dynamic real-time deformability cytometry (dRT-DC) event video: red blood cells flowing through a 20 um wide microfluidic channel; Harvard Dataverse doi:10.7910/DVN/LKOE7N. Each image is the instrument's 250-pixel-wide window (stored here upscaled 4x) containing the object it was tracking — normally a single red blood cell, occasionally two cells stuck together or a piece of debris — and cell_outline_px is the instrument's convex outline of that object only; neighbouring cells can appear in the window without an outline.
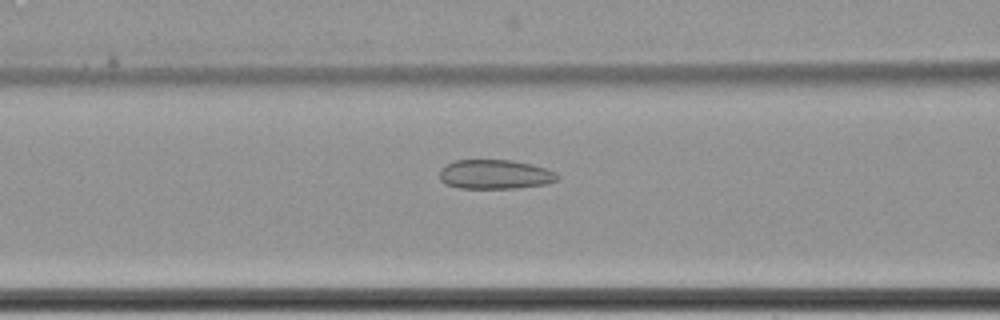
{"species": "common noctule bat (a hibernating species)", "species_latin": "Nyctalus noctula", "temperature_condition": "cold", "stored_images_in_passage": 62, "camera_frame_rate_fps": 3000, "um_per_image_px": 0.085, "animal": {"sex": "female", "body_mass_g": 22.7, "forearm_length_mm": 54.2}, "frame": {"image": 1, "passage_image": 28, "time_ms": 9.0, "image_size_px": [1000, 320], "cell_outline_px": [[560, 176], [556, 180], [548, 184], [516, 188], [460, 188], [444, 184], [440, 180], [440, 168], [456, 160], [512, 160], [532, 164], [548, 168], [556, 172]], "centroid_in_image_um": [42.1, 14.82], "position_along_channel_um": 124.5, "area_um2": 20.35}}
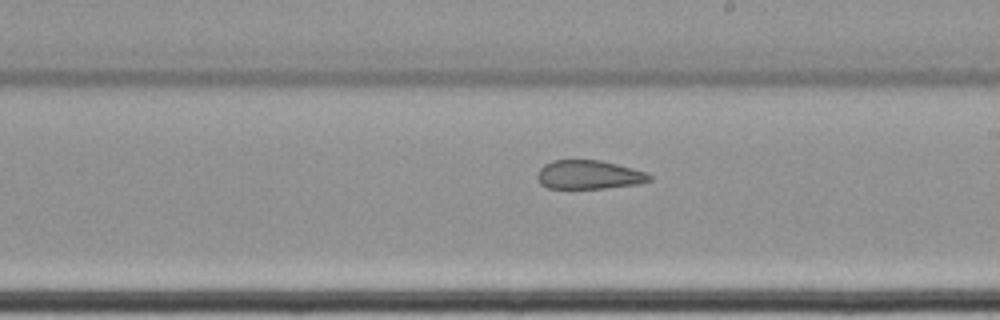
{"frame": {"image": 2, "passage_image": 38, "time_ms": 12.333, "image_size_px": [1000, 320], "cell_outline_px": [[652, 180], [636, 184], [604, 188], [548, 188], [540, 184], [536, 176], [540, 168], [544, 164], [552, 160], [600, 160], [648, 172], [652, 176]], "centroid_in_image_um": [50.05, 14.85], "position_along_channel_um": 239.0, "area_um2": 18.84}}
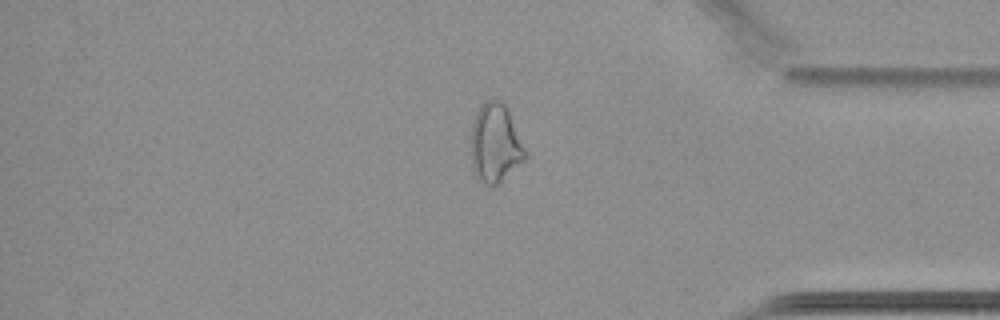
{"frame": {"image": 3, "passage_image": 53, "time_ms": 17.333, "image_size_px": [1000, 320], "cell_outline_px": [[528, 156], [524, 160], [496, 184], [484, 184], [480, 180], [472, 168], [472, 124], [480, 104], [488, 100], [500, 100], [508, 108]], "centroid_in_image_um": [42.1, 12.14], "position_along_channel_um": 393.1, "area_um2": 24.39}, "authors_computed_cell_mechanics": {"area_um2": 24.9118, "velocity_mm_per_s": 3.4364, "shape_relaxation_time_tau1_ms": null, "shape_relaxation_time_tau2_ms": 3.2725, "deformation_change_tau1": null, "deformation_change_tau2": 0.1132}}